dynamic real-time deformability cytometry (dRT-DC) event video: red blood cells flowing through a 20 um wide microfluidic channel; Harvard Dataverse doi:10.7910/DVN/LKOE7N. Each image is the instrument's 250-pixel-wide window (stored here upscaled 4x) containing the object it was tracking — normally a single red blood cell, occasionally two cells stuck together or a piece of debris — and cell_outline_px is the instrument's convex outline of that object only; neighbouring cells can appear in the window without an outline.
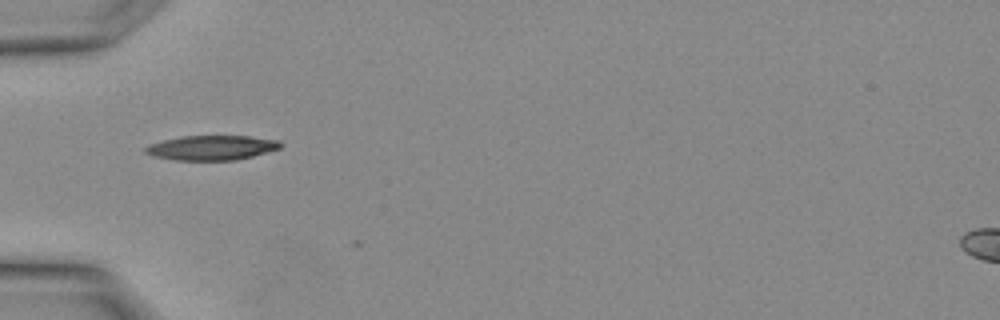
{"species": "Egyptian fruit bat (a non-hibernating species)", "species_latin": "Rousettus aegyptiacus", "temperature_condition": "warm", "stored_images_in_passage": 2, "camera_frame_rate_fps": 3000, "um_per_image_px": 0.085, "animal": {"sex": "female"}, "frame": {"image": 1, "passage_image": 1, "time_ms": 0.0, "image_size_px": [1000, 320], "cell_outline_px": [[284, 144], [280, 148], [252, 156], [236, 160], [176, 160], [152, 156], [144, 152], [144, 148], [148, 144], [164, 140], [184, 136], [248, 136], [280, 140]], "centroid_in_image_um": [17.99, 12.55], "position_along_channel_um": 67.0, "area_um2": 19.42}}